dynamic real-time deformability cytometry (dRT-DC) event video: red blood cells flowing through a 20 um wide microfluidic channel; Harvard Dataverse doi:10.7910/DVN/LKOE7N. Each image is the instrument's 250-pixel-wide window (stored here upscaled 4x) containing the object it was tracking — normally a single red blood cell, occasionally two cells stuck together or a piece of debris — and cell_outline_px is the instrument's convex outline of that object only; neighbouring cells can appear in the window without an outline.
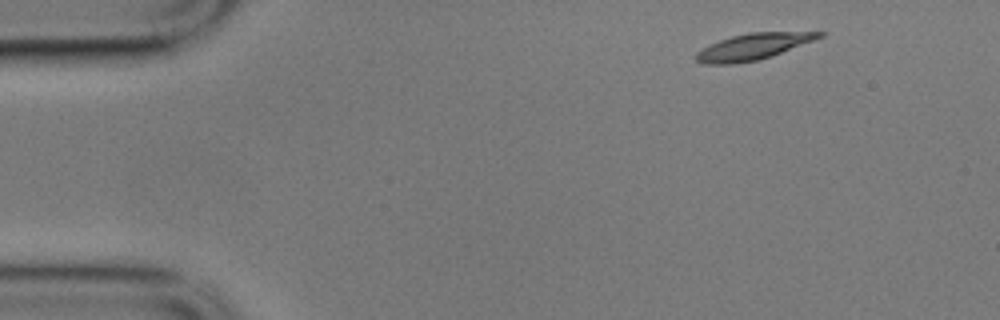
{"species": "common noctule bat (a hibernating species)", "species_latin": "Nyctalus noctula", "temperature_condition": "cold", "stored_images_in_passage": 5, "camera_frame_rate_fps": 3000, "um_per_image_px": 0.085, "animal": {"sex": "male", "body_mass_g": 17.9}, "frame": {"image": 1, "passage_image": 1, "time_ms": 0.0, "image_size_px": [1000, 320], "cell_outline_px": [[828, 32], [824, 36], [772, 56], [756, 60], [736, 64], [700, 64], [692, 56], [696, 52], [720, 40], [732, 36], [748, 32]], "centroid_in_image_um": [63.98, 3.97], "position_along_channel_um": 21.0, "area_um2": 18.79}}